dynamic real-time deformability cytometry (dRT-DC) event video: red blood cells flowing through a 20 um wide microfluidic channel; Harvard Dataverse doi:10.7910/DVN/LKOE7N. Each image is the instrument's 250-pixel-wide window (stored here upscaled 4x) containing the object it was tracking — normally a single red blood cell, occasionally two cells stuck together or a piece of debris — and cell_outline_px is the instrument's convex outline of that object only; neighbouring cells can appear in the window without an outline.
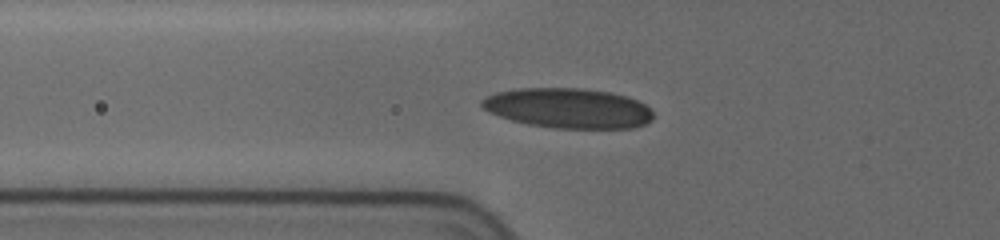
{"species": "human", "species_latin": "Homo sapiens", "temperature_condition": "cold", "stored_images_in_passage": 15, "camera_frame_rate_fps": 3000, "um_per_image_px": 0.085, "donor": {"sex": "female"}, "frame": {"image": 1, "passage_image": 4, "time_ms": 3.333, "image_size_px": [1000, 240], "cell_outline_px": [[652, 120], [644, 124], [632, 128], [552, 128], [528, 124], [512, 120], [488, 112], [480, 104], [480, 100], [484, 96], [496, 92], [516, 88], [580, 88], [612, 92], [628, 96], [644, 104], [652, 112]], "centroid_in_image_um": [48.26, 9.18], "position_along_channel_um": 77.5, "area_um2": 40.11}}
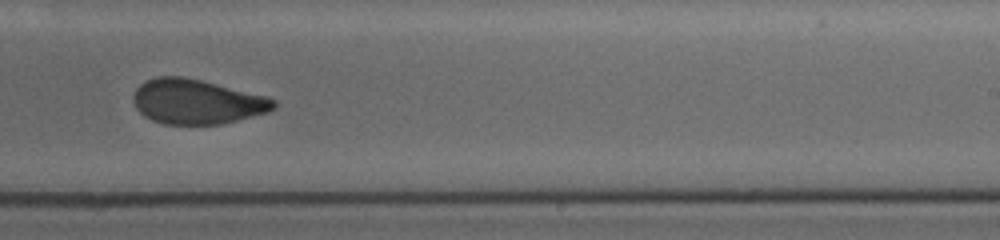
{"frame": {"image": 2, "passage_image": 9, "time_ms": 8.667, "image_size_px": [1000, 240], "cell_outline_px": [[276, 108], [268, 112], [220, 124], [164, 124], [152, 120], [144, 116], [136, 108], [132, 100], [132, 96], [136, 88], [140, 84], [156, 76], [180, 76], [200, 80], [268, 96], [276, 100]], "centroid_in_image_um": [16.72, 8.64], "position_along_channel_um": 272.3, "area_um2": 36.59}}
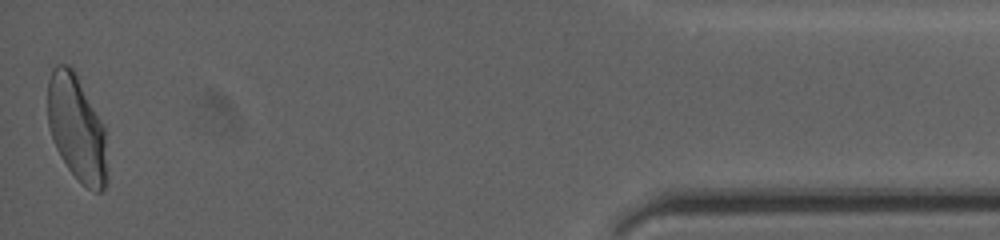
{"frame": {"image": 3, "passage_image": 15, "time_ms": 14.667, "image_size_px": [1000, 240], "cell_outline_px": [[104, 188], [100, 192], [96, 192], [88, 188], [68, 168], [60, 156], [56, 148], [48, 124], [48, 80], [52, 68], [56, 64], [68, 64], [72, 68], [100, 120], [104, 128]], "centroid_in_image_um": [6.45, 10.84], "position_along_channel_um": 428.7, "area_um2": 35.26}, "authors_computed_cell_mechanics": {"area_um2": 36.992, "velocity_mm_per_s": 3.6777, "shape_relaxation_time_tau1_ms": 8.0584, "shape_relaxation_time_tau2_ms": 1.4152, "deformation_change_tau1": 0.1821, "deformation_change_tau2": 0.0435}}